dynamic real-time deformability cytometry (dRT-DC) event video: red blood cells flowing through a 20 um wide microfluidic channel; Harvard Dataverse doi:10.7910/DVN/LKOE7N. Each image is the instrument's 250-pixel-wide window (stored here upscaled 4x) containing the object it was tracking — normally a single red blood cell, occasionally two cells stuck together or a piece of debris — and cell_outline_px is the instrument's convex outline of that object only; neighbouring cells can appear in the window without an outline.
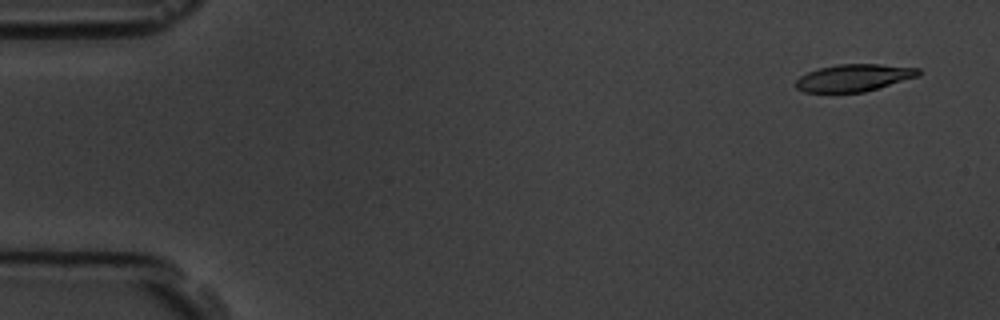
{"species": "common noctule bat (a hibernating species)", "species_latin": "Nyctalus noctula", "temperature_condition": "room temperature", "stored_images_in_passage": 4, "camera_frame_rate_fps": 3000, "um_per_image_px": 0.085, "animal": {"sex": "male", "body_mass_g": 19.5, "forearm_length_mm": 54.6}, "frame": {"image": 1, "passage_image": 1, "time_ms": 0.0, "image_size_px": [1000, 320], "cell_outline_px": [[920, 76], [864, 92], [804, 92], [796, 88], [796, 80], [800, 76], [808, 72], [820, 68], [836, 64], [880, 64], [920, 68]], "centroid_in_image_um": [72.6, 6.61], "position_along_channel_um": 12.4, "area_um2": 19.42}}
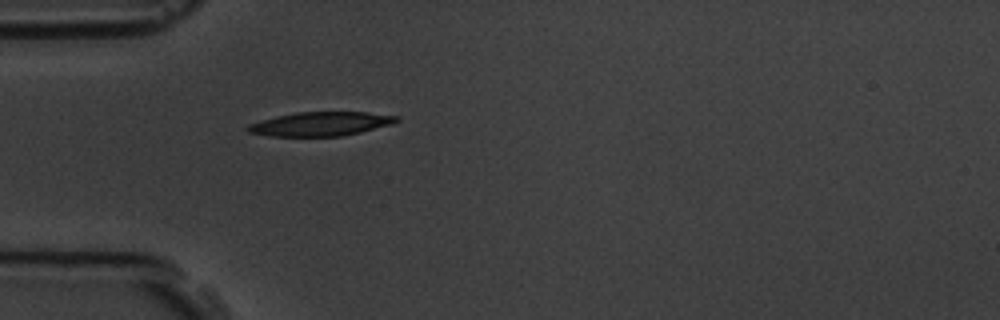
{"frame": {"image": 2, "passage_image": 4, "time_ms": 4.333, "image_size_px": [1000, 320], "cell_outline_px": [[400, 120], [392, 124], [344, 136], [272, 136], [248, 132], [244, 128], [248, 124], [260, 120], [276, 116], [296, 112], [368, 112], [400, 116]], "centroid_in_image_um": [27.26, 10.52], "position_along_channel_um": 57.7, "area_um2": 20.92}}